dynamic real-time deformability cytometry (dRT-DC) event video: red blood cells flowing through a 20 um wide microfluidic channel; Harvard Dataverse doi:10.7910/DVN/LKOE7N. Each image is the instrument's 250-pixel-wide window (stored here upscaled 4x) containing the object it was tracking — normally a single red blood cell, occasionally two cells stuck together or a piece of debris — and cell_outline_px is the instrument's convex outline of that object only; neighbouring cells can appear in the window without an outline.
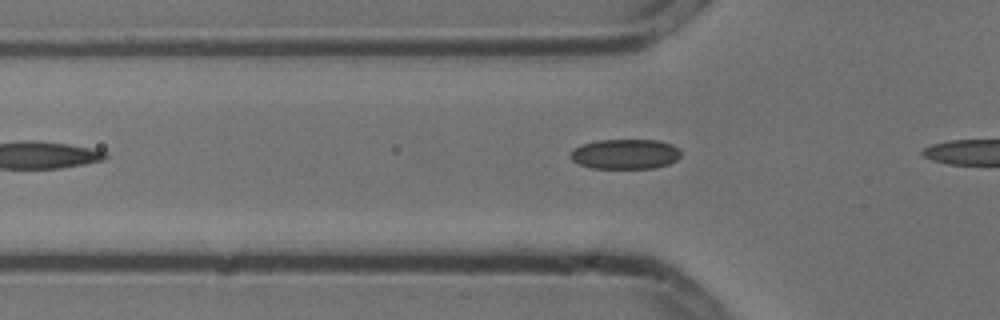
{"species": "common noctule bat (a hibernating species)", "species_latin": "Nyctalus noctula", "temperature_condition": "cold", "stored_images_in_passage": 4, "camera_frame_rate_fps": 3000, "um_per_image_px": 0.085, "animal": {"sex": "male", "body_mass_g": 13.3}, "frame": {"image": 1, "passage_image": 4, "time_ms": 1.0, "image_size_px": [1000, 320], "cell_outline_px": [[680, 156], [676, 160], [668, 164], [652, 168], [592, 168], [580, 164], [572, 160], [572, 152], [576, 148], [584, 144], [600, 140], [660, 140], [672, 144], [680, 148]], "centroid_in_image_um": [53.21, 13.09], "position_along_channel_um": 72.6, "area_um2": 19.07}}